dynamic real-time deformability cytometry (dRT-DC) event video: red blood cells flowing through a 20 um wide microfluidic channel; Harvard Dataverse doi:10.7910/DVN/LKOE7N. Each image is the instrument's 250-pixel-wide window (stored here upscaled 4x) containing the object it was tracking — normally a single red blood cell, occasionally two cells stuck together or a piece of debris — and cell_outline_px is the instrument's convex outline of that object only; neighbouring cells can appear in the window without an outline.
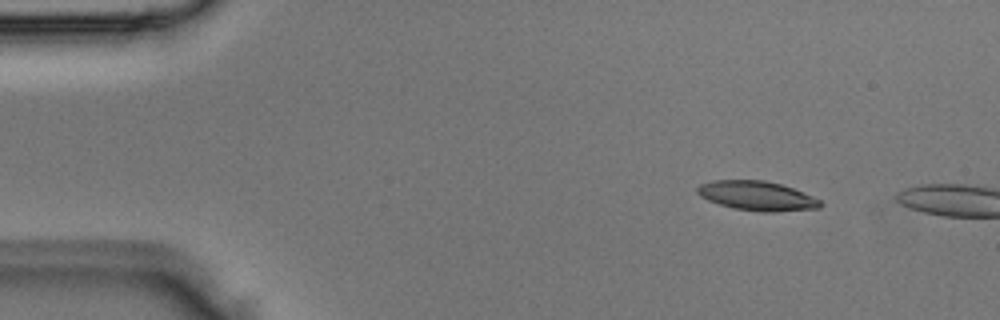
{"species": "Egyptian fruit bat (a non-hibernating species)", "species_latin": "Rousettus aegyptiacus", "temperature_condition": "room temperature", "stored_images_in_passage": 2, "camera_frame_rate_fps": 3000, "um_per_image_px": 0.085, "animal": {"sex": "male"}, "frame": {"image": 1, "passage_image": 1, "time_ms": 0.0, "image_size_px": [1000, 320], "cell_outline_px": [[824, 204], [820, 208], [776, 212], [764, 212], [732, 208], [708, 200], [700, 196], [696, 192], [696, 188], [700, 184], [712, 180], [764, 180], [780, 184], [792, 188], [812, 196], [820, 200]], "centroid_in_image_um": [64.34, 16.65], "position_along_channel_um": 20.7, "area_um2": 21.1}}